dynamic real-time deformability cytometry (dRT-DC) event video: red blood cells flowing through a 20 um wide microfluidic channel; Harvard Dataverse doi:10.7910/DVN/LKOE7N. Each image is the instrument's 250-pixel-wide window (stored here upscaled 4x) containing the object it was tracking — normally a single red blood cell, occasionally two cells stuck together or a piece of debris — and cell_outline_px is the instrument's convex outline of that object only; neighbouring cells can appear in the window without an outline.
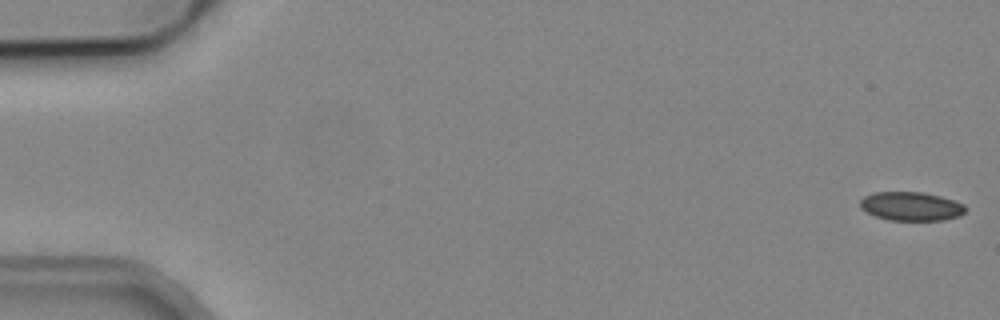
{"species": "common noctule bat (a hibernating species)", "species_latin": "Nyctalus noctula", "temperature_condition": "cold", "stored_images_in_passage": 4, "camera_frame_rate_fps": 3000, "um_per_image_px": 0.085, "animal": {"sex": "male", "body_mass_g": 19.2, "forearm_length_mm": 51.8}, "frame": {"image": 1, "passage_image": 1, "time_ms": 0.0, "image_size_px": [1000, 320], "cell_outline_px": [[968, 208], [960, 216], [944, 220], [888, 220], [876, 216], [860, 208], [860, 200], [864, 196], [876, 192], [924, 192], [940, 196], [964, 204]], "centroid_in_image_um": [77.46, 17.53], "position_along_channel_um": 7.5, "area_um2": 17.69}}